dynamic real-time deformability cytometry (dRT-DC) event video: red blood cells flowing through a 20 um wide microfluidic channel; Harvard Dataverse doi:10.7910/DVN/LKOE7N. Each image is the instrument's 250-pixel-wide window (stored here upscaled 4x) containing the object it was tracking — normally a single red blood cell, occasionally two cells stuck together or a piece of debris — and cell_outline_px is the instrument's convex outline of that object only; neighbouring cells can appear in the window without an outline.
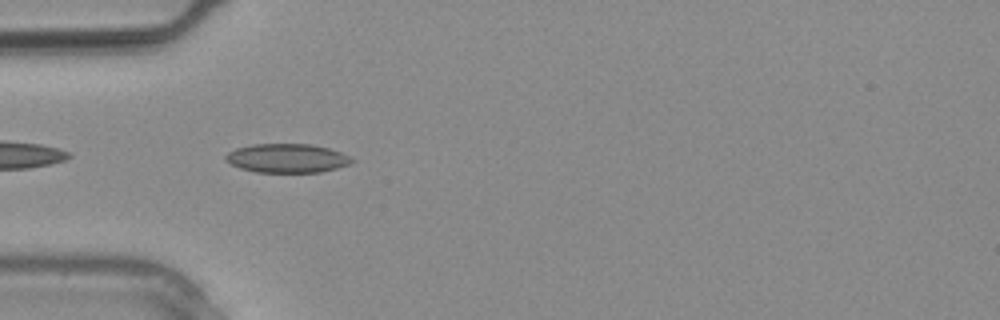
{"species": "common noctule bat (a hibernating species)", "species_latin": "Nyctalus noctula", "temperature_condition": "warm", "stored_images_in_passage": 3, "camera_frame_rate_fps": 3000, "um_per_image_px": 0.085, "animal": {"sex": "male", "body_mass_g": 20.4}, "frame": {"image": 1, "passage_image": 3, "time_ms": 0.667, "image_size_px": [1000, 320], "cell_outline_px": [[356, 160], [348, 164], [336, 168], [320, 172], [256, 172], [240, 168], [224, 160], [224, 156], [228, 152], [236, 148], [252, 144], [312, 144], [328, 148], [340, 152]], "centroid_in_image_um": [24.37, 13.44], "position_along_channel_um": 60.6, "area_um2": 21.21}}